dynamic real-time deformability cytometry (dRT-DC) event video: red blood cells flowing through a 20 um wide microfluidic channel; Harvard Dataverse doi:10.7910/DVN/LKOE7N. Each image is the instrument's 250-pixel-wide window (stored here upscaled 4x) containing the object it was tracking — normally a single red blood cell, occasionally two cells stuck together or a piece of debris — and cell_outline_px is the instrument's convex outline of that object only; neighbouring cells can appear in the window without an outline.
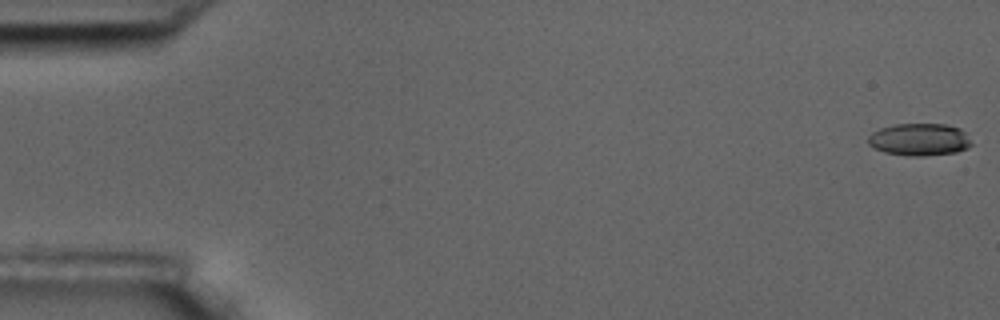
{"species": "common noctule bat (a hibernating species)", "species_latin": "Nyctalus noctula", "temperature_condition": "room temperature", "stored_images_in_passage": 6, "camera_frame_rate_fps": 3000, "um_per_image_px": 0.085, "animal": {"sex": "male", "body_mass_g": 17.5, "forearm_length_mm": 52.3}, "frame": {"image": 1, "passage_image": 1, "time_ms": 0.0, "image_size_px": [1000, 320], "cell_outline_px": [[972, 144], [968, 148], [956, 152], [924, 156], [908, 156], [884, 152], [868, 144], [868, 136], [872, 132], [880, 128], [896, 124], [948, 124], [960, 128], [964, 132]], "centroid_in_image_um": [78.15, 11.86], "position_along_channel_um": 6.9, "area_um2": 19.48}}